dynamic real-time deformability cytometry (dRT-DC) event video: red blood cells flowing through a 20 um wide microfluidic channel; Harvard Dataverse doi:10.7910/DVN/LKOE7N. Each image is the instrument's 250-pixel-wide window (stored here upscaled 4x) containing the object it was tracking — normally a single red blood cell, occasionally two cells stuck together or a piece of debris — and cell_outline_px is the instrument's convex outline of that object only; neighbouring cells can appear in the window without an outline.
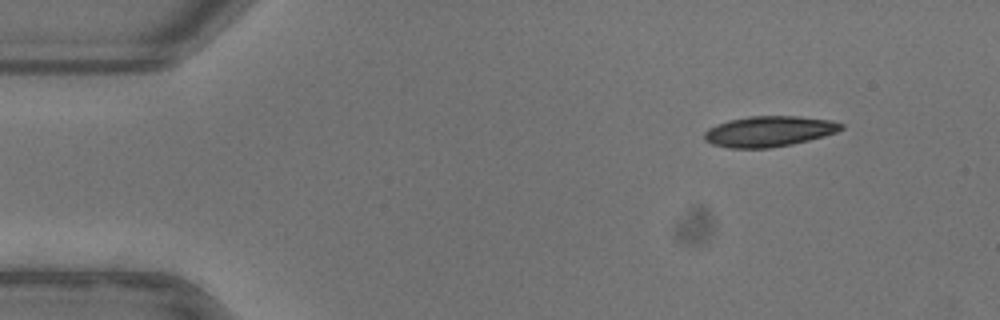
{"species": "common noctule bat (a hibernating species)", "species_latin": "Nyctalus noctula", "temperature_condition": "warm", "stored_images_in_passage": 47, "camera_frame_rate_fps": 3000, "um_per_image_px": 0.085, "animal": {"sex": "female"}, "frame": {"image": 1, "passage_image": 1, "time_ms": 0.0, "image_size_px": [1000, 320], "cell_outline_px": [[844, 128], [836, 132], [824, 136], [792, 144], [768, 148], [728, 148], [712, 144], [704, 140], [704, 132], [708, 128], [716, 124], [728, 120], [748, 116], [800, 116], [832, 120], [844, 124]], "centroid_in_image_um": [65.36, 11.16], "position_along_channel_um": 19.6, "area_um2": 24.57}}
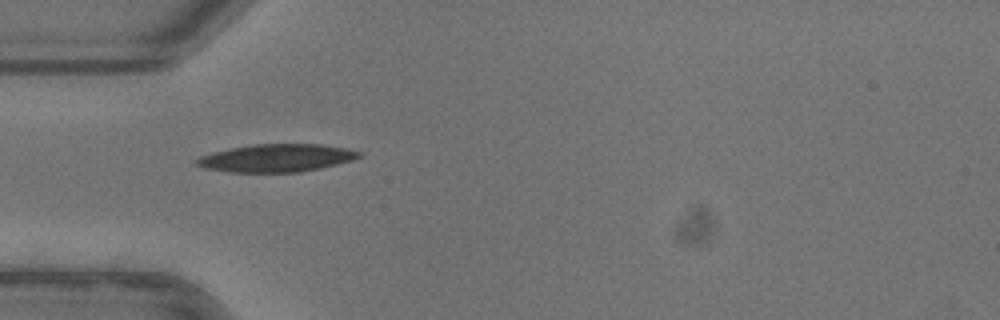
{"frame": {"image": 2, "passage_image": 11, "time_ms": 3.333, "image_size_px": [1000, 320], "cell_outline_px": [[364, 152], [360, 156], [352, 160], [320, 168], [300, 172], [228, 172], [204, 168], [196, 164], [196, 160], [200, 156], [212, 152], [252, 144], [320, 144], [344, 148]], "centroid_in_image_um": [23.49, 13.43], "position_along_channel_um": 61.5, "area_um2": 26.18}}
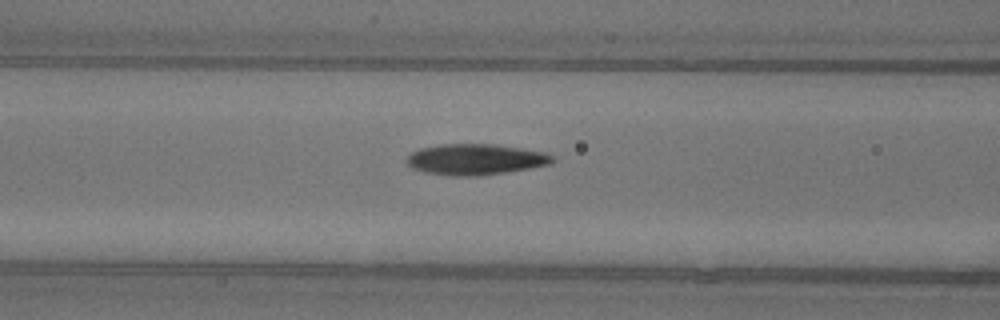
{"frame": {"image": 3, "passage_image": 16, "time_ms": 5.0, "image_size_px": [1000, 320], "cell_outline_px": [[556, 160], [548, 164], [528, 168], [504, 172], [472, 176], [452, 176], [424, 172], [412, 168], [404, 160], [412, 152], [420, 148], [440, 144], [496, 144], [548, 152], [556, 156]], "centroid_in_image_um": [40.42, 13.53], "position_along_channel_um": 126.2, "area_um2": 26.36}, "authors_computed_cell_mechanics": {"area_um2": 25.721, "velocity_mm_per_s": 3.9383, "shape_relaxation_time_tau1_ms": 4.4909, "shape_relaxation_time_tau2_ms": 2.4288, "deformation_change_tau1": 0.1742, "deformation_change_tau2": 0.1147}}